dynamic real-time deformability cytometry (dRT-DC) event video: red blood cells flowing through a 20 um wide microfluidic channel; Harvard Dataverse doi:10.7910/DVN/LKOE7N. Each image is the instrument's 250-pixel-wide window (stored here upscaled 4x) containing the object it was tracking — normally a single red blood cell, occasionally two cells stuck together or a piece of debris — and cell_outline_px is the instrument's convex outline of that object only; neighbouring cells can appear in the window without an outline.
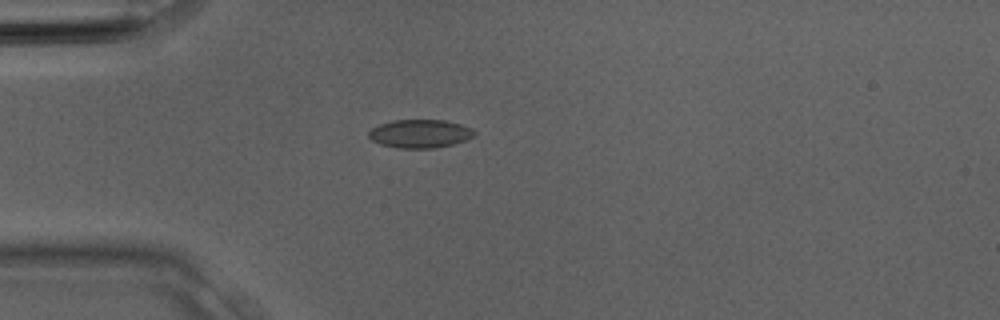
{"species": "Egyptian fruit bat (a non-hibernating species)", "species_latin": "Rousettus aegyptiacus", "temperature_condition": "room temperature", "stored_images_in_passage": 3, "camera_frame_rate_fps": 3000, "um_per_image_px": 0.085, "animal": {"sex": "male"}, "frame": {"image": 1, "passage_image": 3, "time_ms": 0.667, "image_size_px": [1000, 320], "cell_outline_px": [[476, 132], [472, 136], [464, 140], [452, 144], [436, 148], [396, 148], [380, 144], [372, 140], [368, 136], [368, 132], [372, 128], [380, 124], [392, 120], [444, 120], [460, 124], [472, 128]], "centroid_in_image_um": [35.67, 11.36], "position_along_channel_um": 49.3, "area_um2": 17.4}}